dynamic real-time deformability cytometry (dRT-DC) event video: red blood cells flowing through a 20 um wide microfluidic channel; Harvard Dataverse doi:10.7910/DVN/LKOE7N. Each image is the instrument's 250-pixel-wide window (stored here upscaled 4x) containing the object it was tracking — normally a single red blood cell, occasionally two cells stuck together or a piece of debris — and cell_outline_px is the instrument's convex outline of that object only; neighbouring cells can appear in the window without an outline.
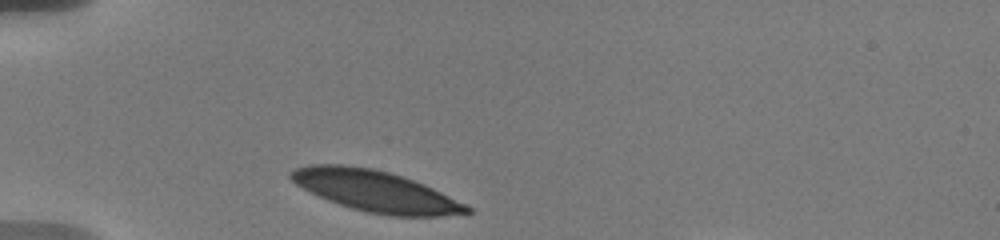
{"species": "human", "species_latin": "Homo sapiens", "temperature_condition": "warm", "stored_images_in_passage": 1, "camera_frame_rate_fps": 3000, "um_per_image_px": 0.085, "donor": {"sex": "male"}, "frame": {"image": 1, "passage_image": 1, "time_ms": 0.0, "image_size_px": [1000, 240], "cell_outline_px": [[472, 212], [436, 216], [392, 216], [368, 212], [352, 208], [328, 200], [296, 184], [288, 176], [288, 172], [296, 168], [308, 164], [344, 164], [372, 168], [404, 176], [424, 184], [472, 208]], "centroid_in_image_um": [31.88, 16.22], "position_along_channel_um": 53.1, "area_um2": 41.67}}